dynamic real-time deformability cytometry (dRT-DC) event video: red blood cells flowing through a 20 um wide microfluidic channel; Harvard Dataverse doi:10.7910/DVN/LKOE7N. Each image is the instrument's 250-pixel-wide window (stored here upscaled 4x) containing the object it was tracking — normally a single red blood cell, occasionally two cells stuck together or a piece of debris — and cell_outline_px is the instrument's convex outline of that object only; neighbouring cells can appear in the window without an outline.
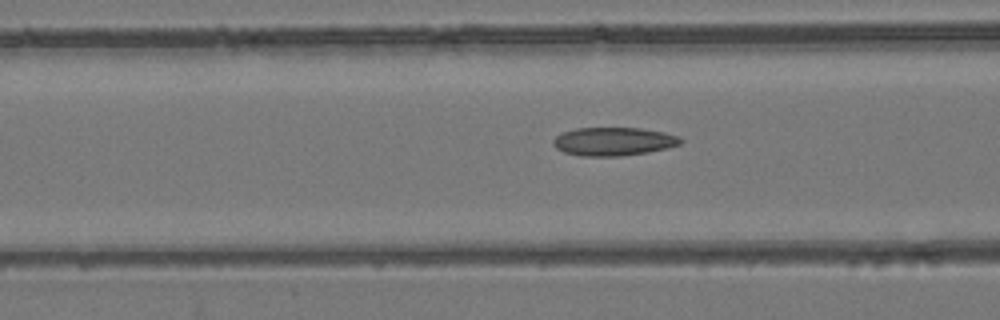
{"species": "common noctule bat (a hibernating species)", "species_latin": "Nyctalus noctula", "temperature_condition": "room temperature", "stored_images_in_passage": 53, "camera_frame_rate_fps": 3000, "um_per_image_px": 0.085, "animal": {"sex": "female", "body_mass_g": 24.6, "forearm_length_mm": 56.2}, "frame": {"image": 1, "passage_image": 21, "time_ms": 6.667, "image_size_px": [1000, 320], "cell_outline_px": [[684, 140], [680, 144], [668, 148], [648, 152], [620, 156], [580, 156], [564, 152], [556, 148], [552, 144], [552, 140], [556, 136], [564, 132], [576, 128], [640, 128], [664, 132], [680, 136]], "centroid_in_image_um": [52.16, 12.02], "position_along_channel_um": 114.4, "area_um2": 21.15}}
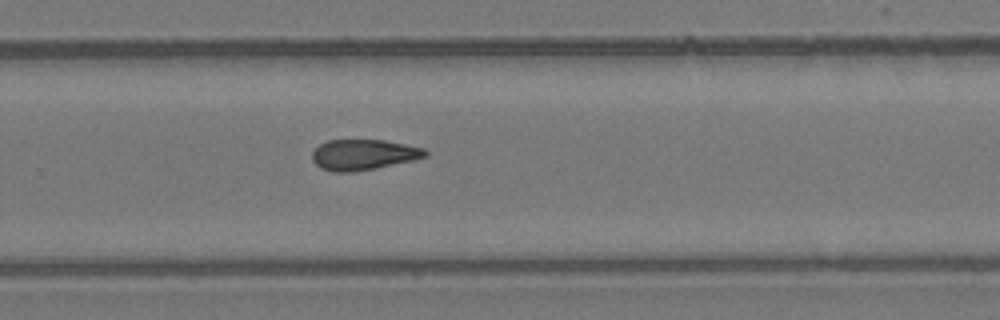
{"frame": {"image": 2, "passage_image": 35, "time_ms": 11.333, "image_size_px": [1000, 320], "cell_outline_px": [[428, 156], [412, 160], [376, 168], [352, 172], [332, 172], [320, 168], [312, 160], [312, 152], [320, 144], [328, 140], [384, 140], [424, 148], [428, 152]], "centroid_in_image_um": [30.87, 13.15], "position_along_channel_um": 298.9, "area_um2": 20.11}}
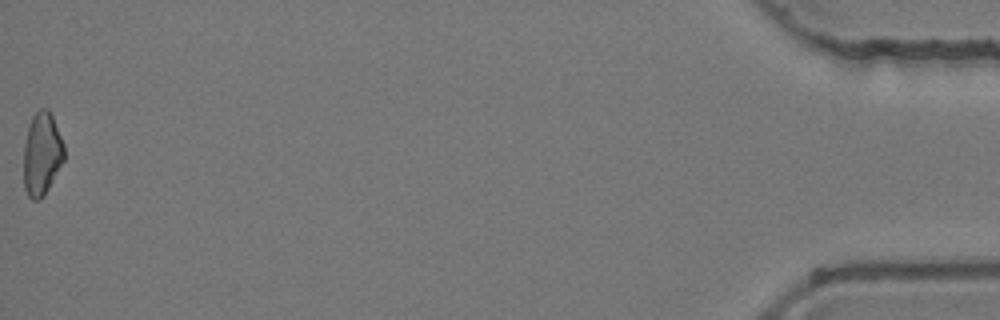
{"frame": {"image": 3, "passage_image": 53, "time_ms": 17.333, "image_size_px": [1000, 320], "cell_outline_px": [[64, 160], [44, 196], [40, 200], [32, 200], [28, 196], [24, 188], [24, 144], [28, 128], [32, 116], [40, 108], [48, 108], [52, 116], [64, 144]], "centroid_in_image_um": [3.56, 13.1], "position_along_channel_um": 431.6, "area_um2": 19.59}}